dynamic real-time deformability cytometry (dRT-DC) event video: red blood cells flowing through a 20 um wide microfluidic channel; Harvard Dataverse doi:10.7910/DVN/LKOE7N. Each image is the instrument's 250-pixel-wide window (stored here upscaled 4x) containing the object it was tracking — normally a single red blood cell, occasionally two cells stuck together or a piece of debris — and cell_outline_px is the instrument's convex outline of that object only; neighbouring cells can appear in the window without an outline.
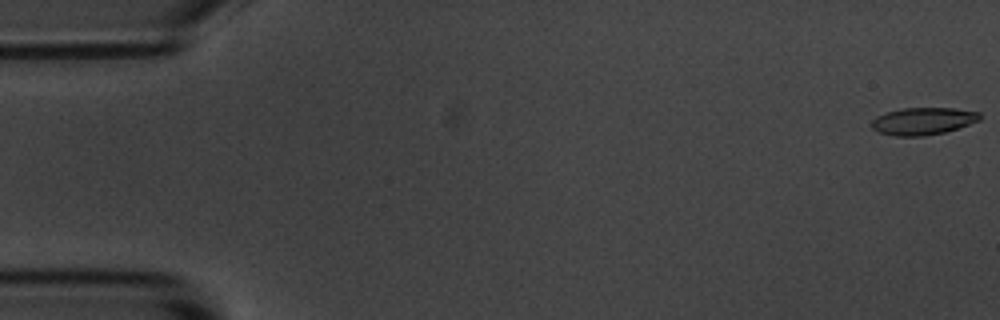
{"species": "common noctule bat (a hibernating species)", "species_latin": "Nyctalus noctula", "temperature_condition": "room temperature", "stored_images_in_passage": 5, "camera_frame_rate_fps": 3000, "um_per_image_px": 0.085, "animal": {"sex": "male", "body_mass_g": 20.1, "forearm_length_mm": 53.5}, "frame": {"image": 1, "passage_image": 1, "time_ms": 0.0, "image_size_px": [1000, 320], "cell_outline_px": [[980, 120], [944, 132], [924, 136], [896, 136], [880, 132], [872, 128], [872, 120], [876, 116], [900, 108], [952, 108], [980, 112]], "centroid_in_image_um": [78.44, 10.29], "position_along_channel_um": 6.6, "area_um2": 16.99}}
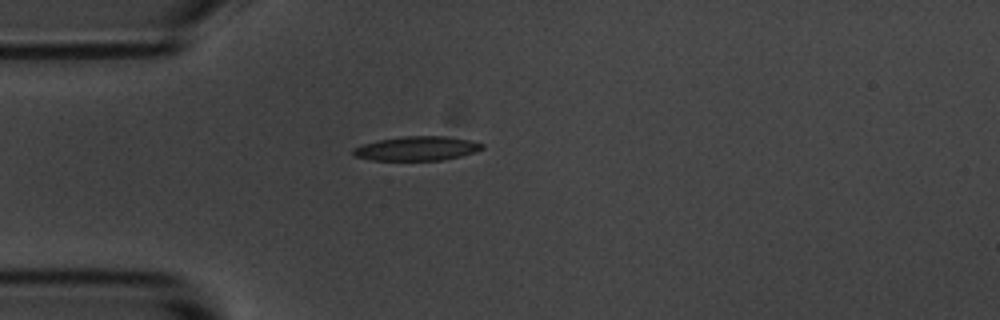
{"frame": {"image": 2, "passage_image": 5, "time_ms": 4.667, "image_size_px": [1000, 320], "cell_outline_px": [[484, 148], [476, 152], [444, 160], [372, 160], [356, 156], [352, 152], [352, 148], [364, 144], [380, 140], [404, 136], [448, 136], [472, 140], [484, 144]], "centroid_in_image_um": [35.49, 12.62], "position_along_channel_um": 49.5, "area_um2": 18.21}}